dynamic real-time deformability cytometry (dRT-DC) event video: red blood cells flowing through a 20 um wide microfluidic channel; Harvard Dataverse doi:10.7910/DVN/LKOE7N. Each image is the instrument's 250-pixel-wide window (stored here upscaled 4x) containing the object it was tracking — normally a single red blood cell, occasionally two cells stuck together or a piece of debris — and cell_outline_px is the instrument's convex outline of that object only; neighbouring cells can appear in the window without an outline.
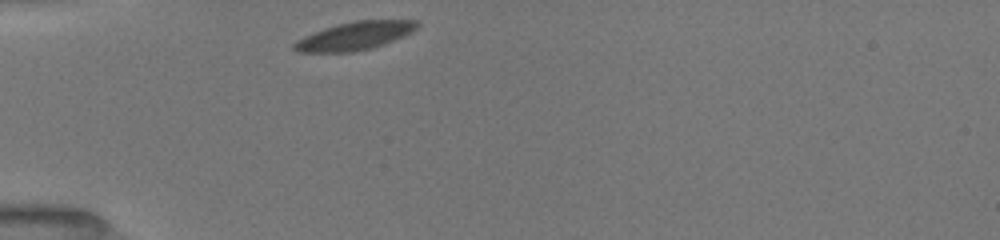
{"species": "common noctule bat (a hibernating species)", "species_latin": "Nyctalus noctula", "temperature_condition": "room temperature", "stored_images_in_passage": 69, "camera_frame_rate_fps": 3000, "um_per_image_px": 0.085, "animal": {"sex": "female", "body_mass_g": 19.5, "forearm_length_mm": 54.1}, "frame": {"image": 1, "passage_image": 1, "time_ms": 0.0, "image_size_px": [1000, 240], "cell_outline_px": [[420, 24], [416, 28], [392, 40], [372, 48], [352, 52], [296, 52], [292, 48], [292, 44], [296, 40], [304, 36], [324, 28], [336, 24], [352, 20], [416, 20]], "centroid_in_image_um": [30.07, 3.05], "position_along_channel_um": 54.9, "area_um2": 20.0}}
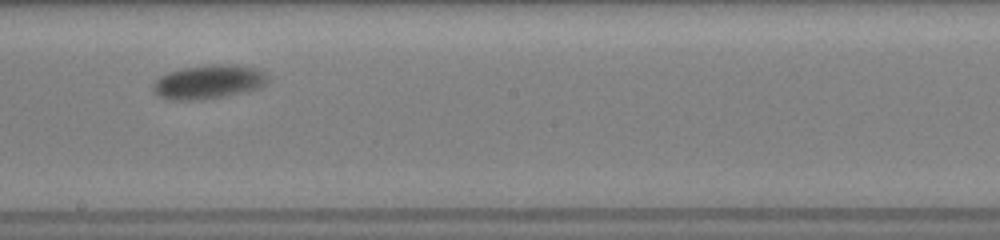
{"frame": {"image": 2, "passage_image": 28, "time_ms": 5.0, "image_size_px": [1000, 240], "cell_outline_px": [[264, 84], [260, 88], [248, 92], [228, 96], [192, 100], [172, 100], [160, 96], [152, 88], [152, 84], [160, 76], [168, 72], [184, 68], [208, 64], [232, 64], [260, 68], [264, 72]], "centroid_in_image_um": [17.73, 6.95], "position_along_channel_um": 230.5, "area_um2": 22.72}}
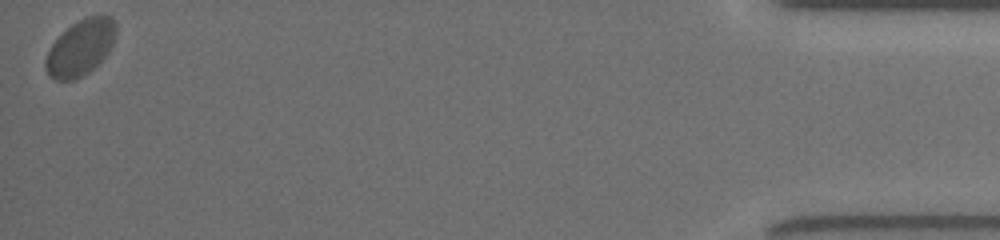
{"frame": {"image": 3, "passage_image": 67, "time_ms": 12.333, "image_size_px": [1000, 240], "cell_outline_px": [[116, 32], [112, 44], [104, 56], [88, 72], [76, 80], [56, 80], [44, 68], [44, 60], [52, 44], [72, 24], [88, 16], [112, 16], [116, 24]], "centroid_in_image_um": [6.83, 4.05], "position_along_channel_um": 428.4, "area_um2": 22.37}, "authors_computed_cell_mechanics": {"area_um2": 21.386, "velocity_mm_per_s": 3.8262, "shape_relaxation_time_tau1_ms": 2.9642, "shape_relaxation_time_tau2_ms": null, "deformation_change_tau1": 0.0944, "deformation_change_tau2": null}}